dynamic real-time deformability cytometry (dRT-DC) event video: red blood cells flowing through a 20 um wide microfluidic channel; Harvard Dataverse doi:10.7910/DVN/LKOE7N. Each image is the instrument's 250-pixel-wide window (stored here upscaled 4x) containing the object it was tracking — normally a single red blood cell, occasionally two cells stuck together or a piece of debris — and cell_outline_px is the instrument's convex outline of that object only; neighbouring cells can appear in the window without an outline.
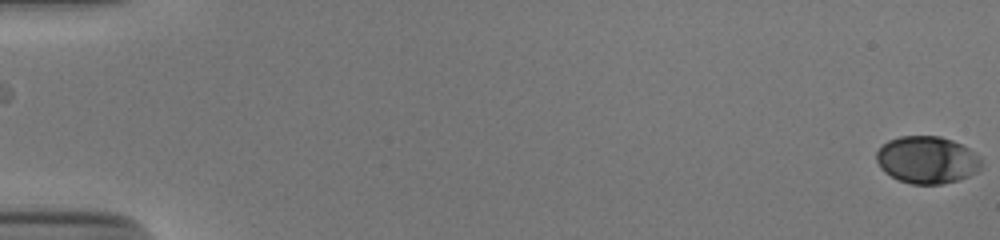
{"species": "human", "species_latin": "Homo sapiens", "temperature_condition": "cold", "stored_images_in_passage": 55, "camera_frame_rate_fps": 3000, "um_per_image_px": 0.085, "donor": {"sex": "male"}, "frame": {"image": 1, "passage_image": 1, "time_ms": 0.0, "image_size_px": [1000, 240], "cell_outline_px": [[980, 172], [960, 180], [944, 184], [912, 184], [900, 180], [884, 172], [880, 168], [876, 160], [876, 152], [880, 144], [888, 140], [900, 136], [940, 136], [952, 140], [968, 148], [980, 156]], "centroid_in_image_um": [78.79, 13.59], "position_along_channel_um": 6.2, "area_um2": 29.25}}
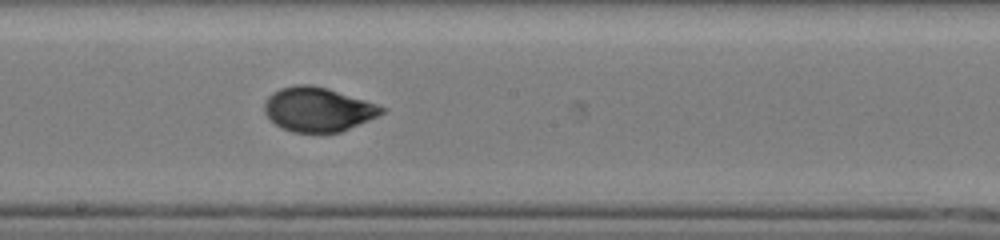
{"frame": {"image": 2, "passage_image": 32, "time_ms": 10.333, "image_size_px": [1000, 240], "cell_outline_px": [[388, 108], [384, 112], [368, 120], [340, 132], [292, 132], [276, 124], [264, 112], [264, 104], [268, 96], [272, 92], [280, 88], [296, 84], [312, 84], [328, 88]], "centroid_in_image_um": [27.01, 9.28], "position_along_channel_um": 221.2, "area_um2": 30.0}}
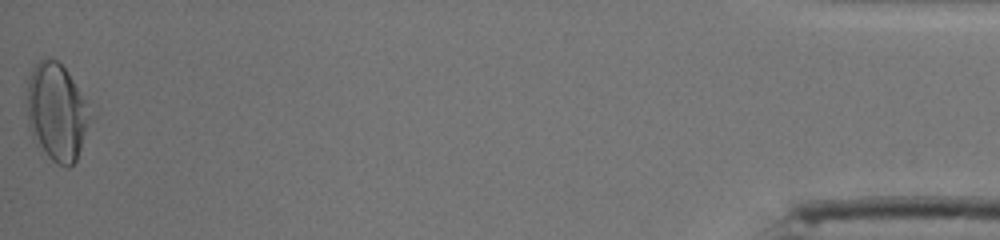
{"frame": {"image": 3, "passage_image": 55, "time_ms": 18.0, "image_size_px": [1000, 240], "cell_outline_px": [[92, 116], [76, 160], [68, 168], [64, 168], [56, 164], [36, 144], [28, 128], [28, 80], [32, 68], [40, 60], [48, 56], [56, 60], [68, 72], [84, 100]], "centroid_in_image_um": [4.8, 9.55], "position_along_channel_um": 430.4, "area_um2": 35.55}, "authors_computed_cell_mechanics": {"area_um2": 29.6514, "velocity_mm_per_s": 3.882, "shape_relaxation_time_tau1_ms": 6.4182, "shape_relaxation_time_tau2_ms": null, "deformation_change_tau1": 0.2016, "deformation_change_tau2": null}}